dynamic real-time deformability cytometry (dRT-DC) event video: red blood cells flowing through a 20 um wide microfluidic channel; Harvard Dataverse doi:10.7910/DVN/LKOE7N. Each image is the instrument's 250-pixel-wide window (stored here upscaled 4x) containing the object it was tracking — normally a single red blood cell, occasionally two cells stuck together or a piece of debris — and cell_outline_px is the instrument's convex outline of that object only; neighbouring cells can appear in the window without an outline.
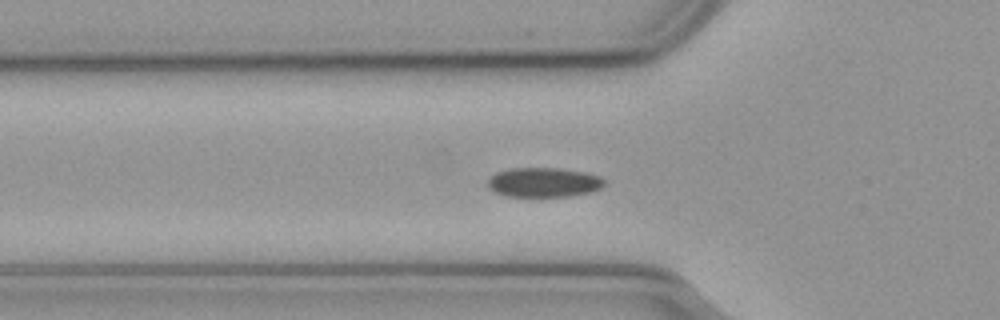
{"species": "common noctule bat (a hibernating species)", "species_latin": "Nyctalus noctula", "temperature_condition": "cold", "stored_images_in_passage": 44, "segment_of_instrument_passage": [1, 2], "camera_frame_rate_fps": 3000, "um_per_image_px": 0.085, "animal": {"sex": "male", "body_mass_g": 23.1, "forearm_length_mm": 52.7}, "frame": {"image": 1, "passage_image": 5, "time_ms": 1.333, "image_size_px": [1000, 320], "cell_outline_px": [[604, 184], [600, 188], [592, 192], [568, 196], [504, 196], [488, 188], [488, 180], [496, 172], [512, 168], [560, 168], [584, 172], [600, 176], [604, 180]], "centroid_in_image_um": [46.21, 15.5], "position_along_channel_um": 79.6, "area_um2": 20.0}}
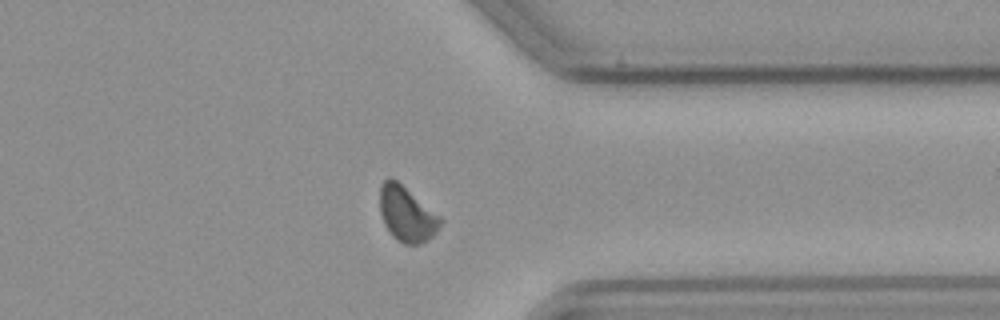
{"frame": {"image": 2, "passage_image": 30, "time_ms": 9.667, "image_size_px": [1000, 320], "cell_outline_px": [[444, 220], [436, 232], [428, 240], [420, 244], [404, 244], [396, 240], [392, 236], [384, 224], [380, 212], [380, 188], [384, 180], [388, 176], [396, 180], [440, 216]], "centroid_in_image_um": [34.57, 18.21], "position_along_channel_um": 376.8, "area_um2": 19.36}}
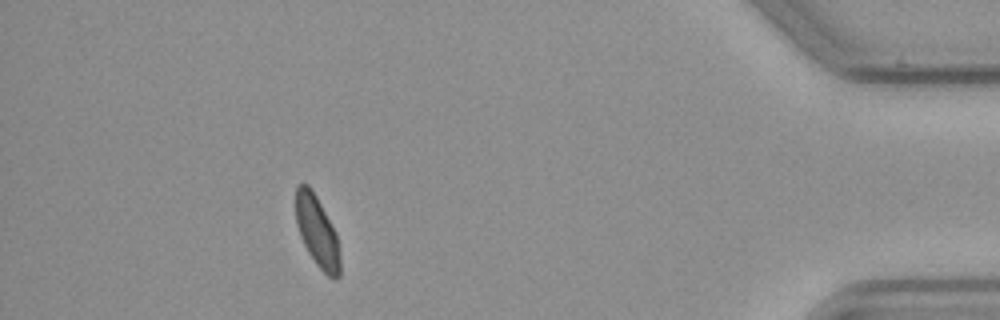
{"frame": {"image": 3, "passage_image": 37, "time_ms": 12.0, "image_size_px": [1000, 320], "cell_outline_px": [[340, 276], [336, 280], [328, 276], [316, 264], [308, 252], [300, 236], [296, 224], [296, 184], [308, 184], [312, 188], [336, 232], [340, 252]], "centroid_in_image_um": [26.97, 19.68], "position_along_channel_um": 408.2, "area_um2": 18.44}}